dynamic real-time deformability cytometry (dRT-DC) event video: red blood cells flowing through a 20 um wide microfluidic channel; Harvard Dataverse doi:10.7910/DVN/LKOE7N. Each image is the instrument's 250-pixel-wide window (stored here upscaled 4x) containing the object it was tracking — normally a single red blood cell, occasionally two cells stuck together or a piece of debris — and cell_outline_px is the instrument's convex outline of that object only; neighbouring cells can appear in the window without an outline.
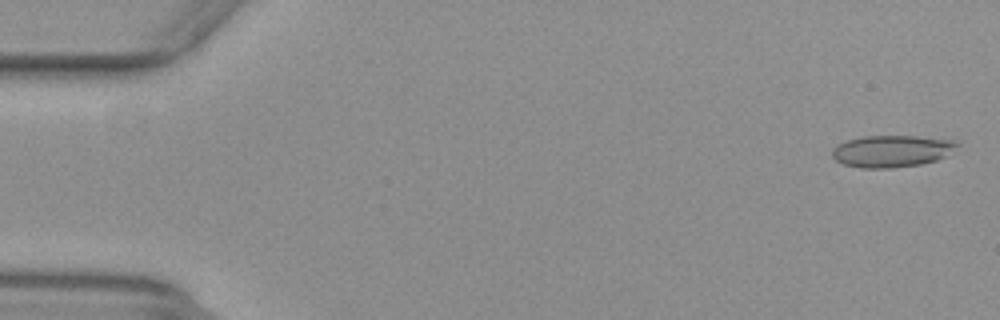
{"species": "common noctule bat (a hibernating species)", "species_latin": "Nyctalus noctula", "temperature_condition": "warm", "stored_images_in_passage": 53, "camera_frame_rate_fps": 3000, "um_per_image_px": 0.085, "animal": {"sex": "female", "body_mass_g": 29.2, "forearm_length_mm": 56.3}, "frame": {"image": 1, "passage_image": 2, "time_ms": 0.333, "image_size_px": [1000, 320], "cell_outline_px": [[960, 144], [944, 156], [936, 160], [920, 164], [892, 168], [860, 168], [844, 164], [836, 160], [832, 156], [832, 148], [848, 140], [864, 136], [916, 136], [956, 140]], "centroid_in_image_um": [75.79, 12.84], "position_along_channel_um": 9.2, "area_um2": 23.06}}
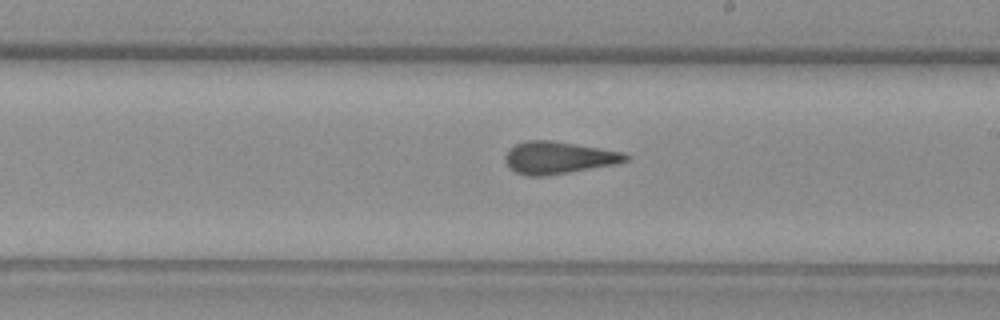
{"frame": {"image": 2, "passage_image": 31, "time_ms": 10.0, "image_size_px": [1000, 320], "cell_outline_px": [[632, 156], [628, 160], [616, 164], [544, 176], [528, 176], [516, 172], [508, 168], [504, 160], [504, 156], [508, 148], [524, 140], [552, 140], [624, 152]], "centroid_in_image_um": [47.44, 13.39], "position_along_channel_um": 241.6, "area_um2": 22.83}}
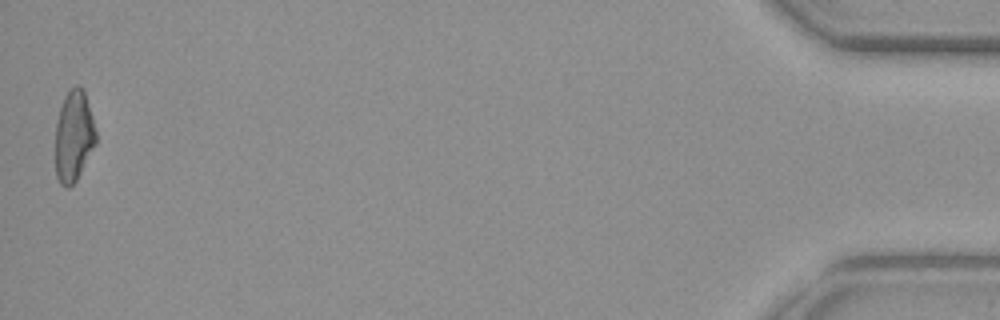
{"frame": {"image": 3, "passage_image": 53, "time_ms": 17.333, "image_size_px": [1000, 320], "cell_outline_px": [[96, 144], [76, 180], [68, 188], [64, 188], [60, 184], [56, 176], [56, 124], [60, 108], [64, 96], [68, 88], [76, 84], [80, 84], [84, 88], [92, 116], [96, 132]], "centroid_in_image_um": [6.27, 11.52], "position_along_channel_um": 428.9, "area_um2": 21.73}, "authors_computed_cell_mechanics": {"area_um2": 22.6576, "velocity_mm_per_s": 3.9099, "shape_relaxation_time_tau1_ms": null, "shape_relaxation_time_tau2_ms": 1.6365, "deformation_change_tau1": null, "deformation_change_tau2": 0.0894}}